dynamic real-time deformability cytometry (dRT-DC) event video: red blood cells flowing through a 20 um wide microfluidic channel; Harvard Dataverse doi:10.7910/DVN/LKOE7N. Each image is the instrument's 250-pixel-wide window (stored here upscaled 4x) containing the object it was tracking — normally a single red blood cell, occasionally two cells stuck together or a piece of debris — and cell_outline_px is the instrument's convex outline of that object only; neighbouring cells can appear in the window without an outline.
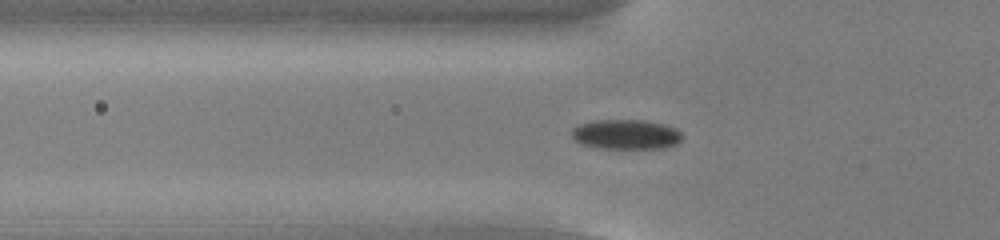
{"species": "common noctule bat (a hibernating species)", "species_latin": "Nyctalus noctula", "temperature_condition": "cold", "stored_images_in_passage": 42, "camera_frame_rate_fps": 3000, "um_per_image_px": 0.085, "animal": {"sex": "male", "body_mass_g": 13.0, "forearm_length_mm": 53.1}, "frame": {"image": 1, "passage_image": 6, "time_ms": 1.667, "image_size_px": [1000, 240], "cell_outline_px": [[684, 136], [676, 144], [664, 148], [600, 148], [580, 144], [572, 136], [572, 128], [580, 124], [592, 120], [644, 120], [664, 124], [676, 128]], "centroid_in_image_um": [53.22, 11.42], "position_along_channel_um": 72.6, "area_um2": 19.25}}
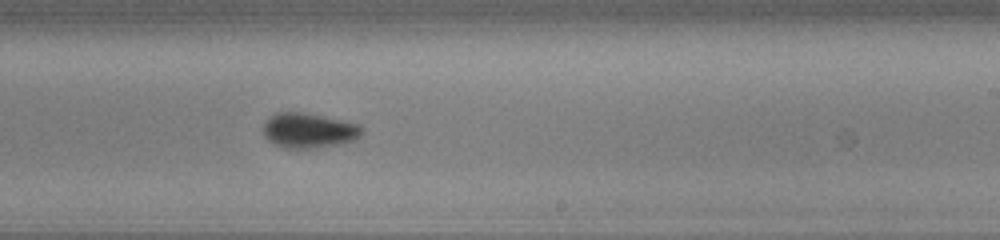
{"frame": {"image": 2, "passage_image": 21, "time_ms": 6.667, "image_size_px": [1000, 240], "cell_outline_px": [[364, 132], [356, 140], [344, 144], [308, 148], [284, 148], [268, 140], [264, 136], [264, 124], [268, 116], [276, 112], [300, 112], [324, 116], [360, 124], [364, 128]], "centroid_in_image_um": [26.29, 11.08], "position_along_channel_um": 262.7, "area_um2": 20.35}}
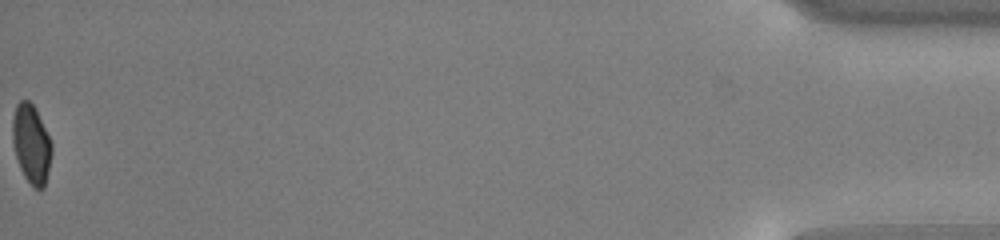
{"frame": {"image": 3, "passage_image": 42, "time_ms": 13.667, "image_size_px": [1000, 240], "cell_outline_px": [[52, 152], [48, 172], [44, 188], [36, 188], [24, 176], [20, 168], [16, 156], [12, 140], [12, 116], [16, 104], [20, 100], [28, 100], [32, 104], [52, 144]], "centroid_in_image_um": [2.64, 12.23], "position_along_channel_um": 432.6, "area_um2": 17.69}, "authors_computed_cell_mechanics": {"area_um2": 19.1896, "velocity_mm_per_s": 3.8097, "shape_relaxation_time_tau1_ms": 2.3545, "shape_relaxation_time_tau2_ms": 2.5656, "deformation_change_tau1": 0.0897, "deformation_change_tau2": 0.0395}}